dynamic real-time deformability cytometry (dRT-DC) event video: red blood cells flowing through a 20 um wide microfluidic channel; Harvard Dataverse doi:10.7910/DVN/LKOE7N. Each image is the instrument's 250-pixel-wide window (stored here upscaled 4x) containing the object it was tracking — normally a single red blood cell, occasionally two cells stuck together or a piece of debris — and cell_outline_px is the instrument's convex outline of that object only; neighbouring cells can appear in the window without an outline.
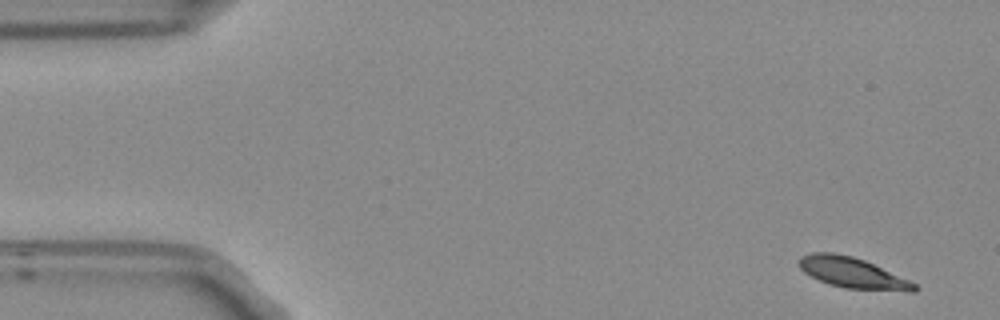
{"species": "Egyptian fruit bat (a non-hibernating species)", "species_latin": "Rousettus aegyptiacus", "temperature_condition": "room temperature", "stored_images_in_passage": 4, "camera_frame_rate_fps": 3000, "um_per_image_px": 0.085, "frame": {"image": 1, "passage_image": 1, "time_ms": 0.0, "image_size_px": [1000, 320], "cell_outline_px": [[920, 288], [916, 292], [908, 292], [844, 288], [828, 284], [804, 272], [800, 268], [800, 256], [812, 252], [832, 252], [852, 256], [864, 260], [908, 280], [916, 284]], "centroid_in_image_um": [72.49, 23.2], "position_along_channel_um": 12.5, "area_um2": 20.52}}